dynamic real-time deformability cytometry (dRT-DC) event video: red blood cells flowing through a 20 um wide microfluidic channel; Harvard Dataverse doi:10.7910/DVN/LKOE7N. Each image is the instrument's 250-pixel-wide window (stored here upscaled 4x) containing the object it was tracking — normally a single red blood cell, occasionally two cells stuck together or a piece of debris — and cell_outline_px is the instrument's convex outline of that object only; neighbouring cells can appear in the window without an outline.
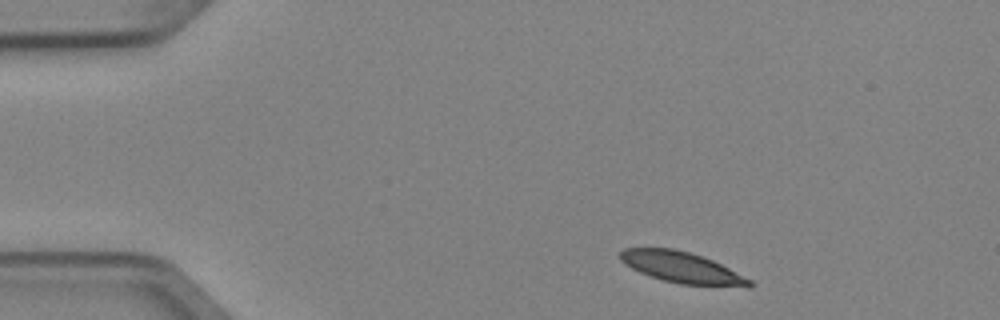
{"species": "Egyptian fruit bat (a non-hibernating species)", "species_latin": "Rousettus aegyptiacus", "temperature_condition": "cold", "stored_images_in_passage": 3, "camera_frame_rate_fps": 3000, "um_per_image_px": 0.085, "animal": {"sex": "female"}, "frame": {"image": 1, "passage_image": 1, "time_ms": 0.0, "image_size_px": [1000, 320], "cell_outline_px": [[756, 284], [752, 288], [748, 288], [680, 284], [664, 280], [640, 272], [624, 264], [620, 260], [620, 252], [624, 248], [672, 248], [688, 252], [712, 260], [752, 280]], "centroid_in_image_um": [58.02, 22.76], "position_along_channel_um": 27.0, "area_um2": 23.41}}